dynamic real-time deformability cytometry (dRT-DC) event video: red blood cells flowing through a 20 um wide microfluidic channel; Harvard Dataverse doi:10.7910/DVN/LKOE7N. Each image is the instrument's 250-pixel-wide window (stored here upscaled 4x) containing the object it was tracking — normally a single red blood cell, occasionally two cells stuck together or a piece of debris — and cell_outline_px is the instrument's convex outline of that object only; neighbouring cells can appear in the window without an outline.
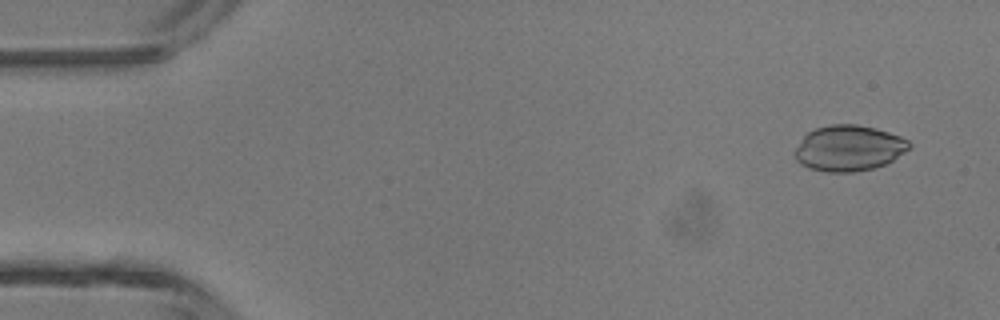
{"species": "common noctule bat (a hibernating species)", "species_latin": "Nyctalus noctula", "temperature_condition": "room temperature", "stored_images_in_passage": 4, "camera_frame_rate_fps": 3000, "um_per_image_px": 0.085, "animal": {"sex": "male", "body_mass_g": 13.3}, "frame": {"image": 1, "passage_image": 1, "time_ms": 0.0, "image_size_px": [1000, 320], "cell_outline_px": [[912, 144], [904, 152], [892, 160], [884, 164], [872, 168], [852, 172], [828, 172], [808, 168], [800, 164], [796, 160], [792, 152], [804, 136], [808, 132], [816, 128], [832, 124], [856, 124], [876, 128], [900, 136], [908, 140]], "centroid_in_image_um": [72.11, 12.59], "position_along_channel_um": 12.9, "area_um2": 30.46}}
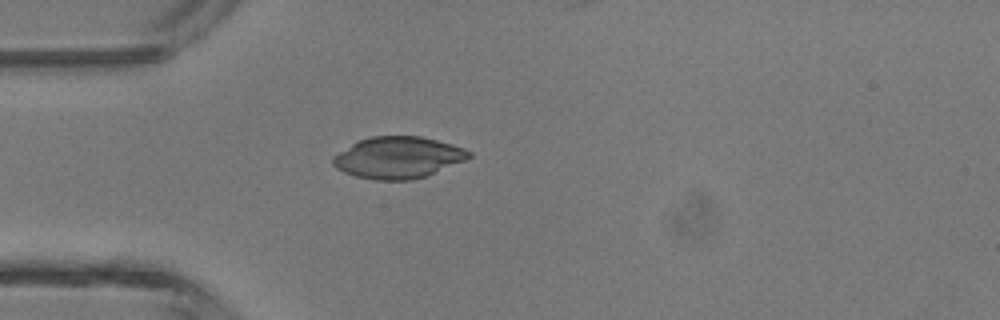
{"frame": {"image": 2, "passage_image": 4, "time_ms": 1.0, "image_size_px": [1000, 320], "cell_outline_px": [[472, 156], [464, 160], [424, 176], [412, 180], [376, 180], [356, 176], [344, 172], [336, 168], [332, 164], [332, 156], [352, 144], [360, 140], [372, 136], [420, 136], [452, 144], [464, 148], [472, 152]], "centroid_in_image_um": [33.81, 13.38], "position_along_channel_um": 51.2, "area_um2": 32.66}}